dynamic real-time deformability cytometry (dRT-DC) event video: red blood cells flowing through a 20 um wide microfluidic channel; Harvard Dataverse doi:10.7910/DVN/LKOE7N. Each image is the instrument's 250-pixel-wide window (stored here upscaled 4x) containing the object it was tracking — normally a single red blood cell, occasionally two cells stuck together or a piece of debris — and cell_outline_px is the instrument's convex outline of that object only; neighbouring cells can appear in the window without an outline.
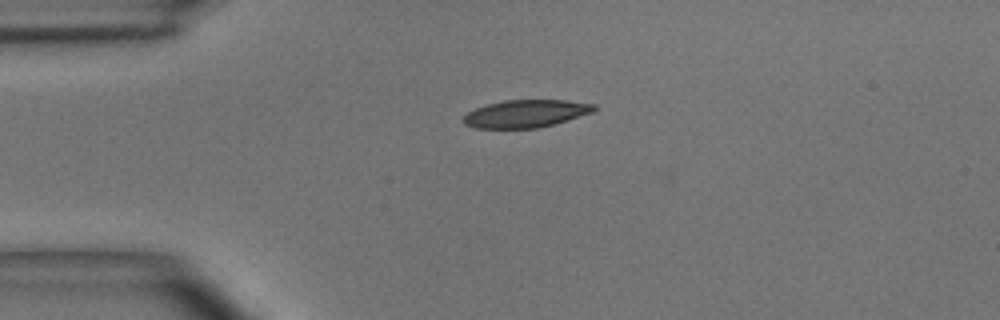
{"species": "common noctule bat (a hibernating species)", "species_latin": "Nyctalus noctula", "temperature_condition": "room temperature", "stored_images_in_passage": 3, "camera_frame_rate_fps": 3000, "um_per_image_px": 0.085, "animal": {"sex": "male", "body_mass_g": 15.6}, "frame": {"image": 1, "passage_image": 1, "time_ms": 0.0, "image_size_px": [1000, 320], "cell_outline_px": [[596, 108], [592, 112], [568, 120], [540, 128], [476, 128], [464, 124], [464, 116], [468, 112], [476, 108], [488, 104], [504, 100], [564, 100], [596, 104]], "centroid_in_image_um": [44.71, 9.66], "position_along_channel_um": 40.3, "area_um2": 20.92}}
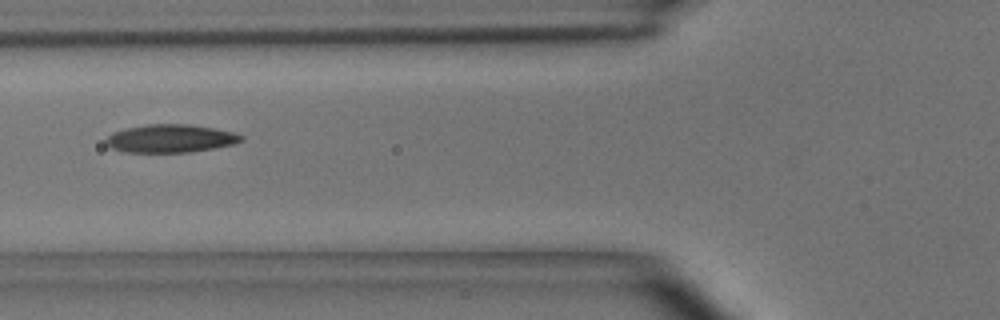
{"frame": {"image": 2, "passage_image": 3, "time_ms": 0.667, "image_size_px": [1000, 320], "cell_outline_px": [[244, 140], [232, 144], [192, 152], [124, 152], [112, 148], [104, 140], [112, 132], [124, 128], [148, 124], [188, 124], [212, 128], [232, 132], [244, 136]], "centroid_in_image_um": [14.46, 11.77], "position_along_channel_um": 111.3, "area_um2": 22.02}}